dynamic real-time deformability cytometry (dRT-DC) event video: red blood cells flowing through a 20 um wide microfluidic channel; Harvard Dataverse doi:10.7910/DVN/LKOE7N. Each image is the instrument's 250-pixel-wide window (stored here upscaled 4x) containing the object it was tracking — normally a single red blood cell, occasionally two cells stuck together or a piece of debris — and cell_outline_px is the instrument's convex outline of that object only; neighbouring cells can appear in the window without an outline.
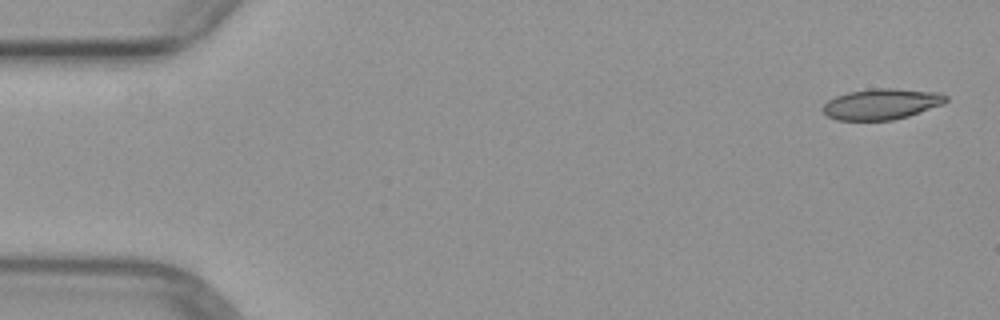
{"species": "common noctule bat (a hibernating species)", "species_latin": "Nyctalus noctula", "temperature_condition": "warm", "stored_images_in_passage": 6, "camera_frame_rate_fps": 3000, "um_per_image_px": 0.085, "animal": {"sex": "female", "body_mass_g": 29.2, "forearm_length_mm": 56.3}, "frame": {"image": 1, "passage_image": 1, "time_ms": 0.0, "image_size_px": [1000, 320], "cell_outline_px": [[948, 100], [944, 104], [908, 116], [892, 120], [836, 120], [828, 116], [820, 108], [828, 100], [836, 96], [848, 92], [872, 88], [896, 88], [940, 92], [948, 96]], "centroid_in_image_um": [74.95, 8.83], "position_along_channel_um": 10.1, "area_um2": 22.31}}
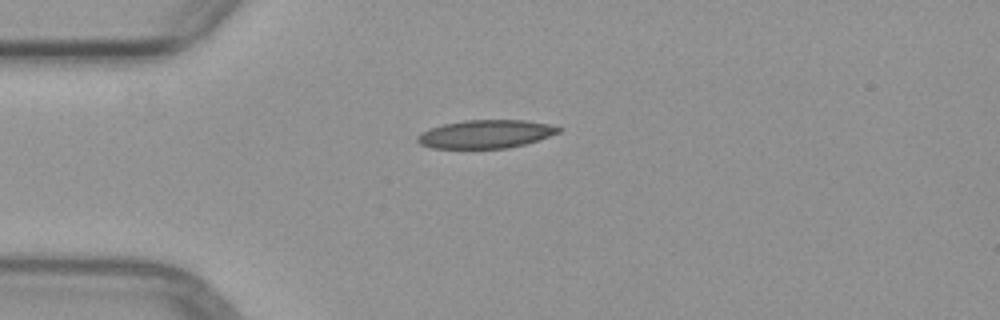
{"frame": {"image": 2, "passage_image": 4, "time_ms": 3.667, "image_size_px": [1000, 320], "cell_outline_px": [[564, 128], [560, 132], [524, 144], [508, 148], [432, 148], [420, 144], [416, 140], [416, 136], [432, 128], [444, 124], [464, 120], [524, 120], [548, 124]], "centroid_in_image_um": [41.29, 11.39], "position_along_channel_um": 43.7, "area_um2": 23.0}}
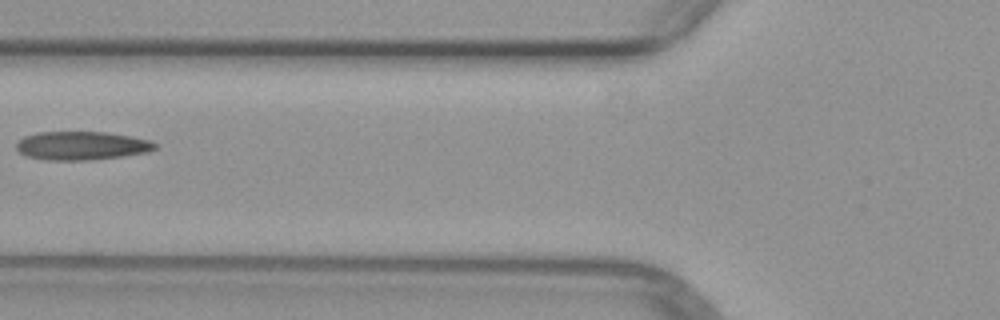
{"frame": {"image": 3, "passage_image": 6, "time_ms": 6.0, "image_size_px": [1000, 320], "cell_outline_px": [[156, 148], [148, 152], [124, 156], [92, 160], [44, 160], [24, 156], [16, 152], [16, 144], [24, 136], [36, 132], [104, 132], [128, 136], [148, 140], [156, 144]], "centroid_in_image_um": [6.87, 12.39], "position_along_channel_um": 118.9, "area_um2": 23.18}}